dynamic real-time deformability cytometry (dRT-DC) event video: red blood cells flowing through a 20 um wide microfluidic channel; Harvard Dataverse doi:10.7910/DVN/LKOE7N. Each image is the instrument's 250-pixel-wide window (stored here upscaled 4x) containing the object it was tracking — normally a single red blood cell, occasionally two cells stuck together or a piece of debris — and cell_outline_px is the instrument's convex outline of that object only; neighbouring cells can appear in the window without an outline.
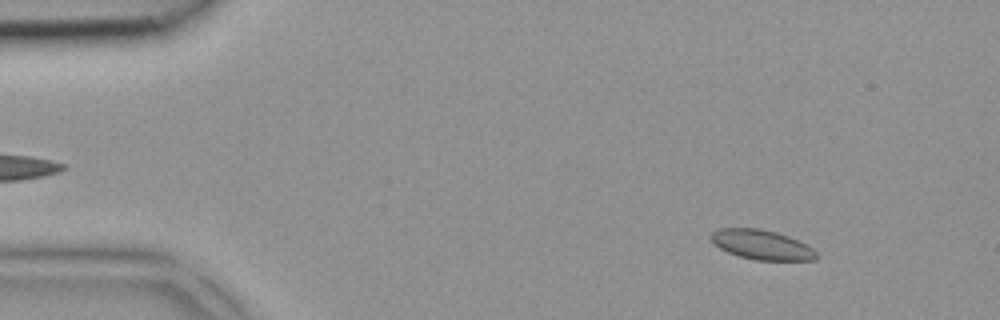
{"species": "common noctule bat (a hibernating species)", "species_latin": "Nyctalus noctula", "temperature_condition": "room temperature", "stored_images_in_passage": 4, "segment_of_instrument_passage": [2, 2], "camera_frame_rate_fps": 3000, "um_per_image_px": 0.085, "animal": {"sex": "female", "body_mass_g": 18.4}, "frame": {"image": 1, "passage_image": 4, "time_ms": 1.0, "image_size_px": [1000, 320], "cell_outline_px": [[820, 256], [816, 260], [756, 260], [740, 256], [728, 252], [712, 244], [708, 236], [712, 232], [720, 228], [760, 228], [776, 232], [788, 236], [812, 248]], "centroid_in_image_um": [64.71, 20.8], "position_along_channel_um": 20.3, "area_um2": 18.26}}